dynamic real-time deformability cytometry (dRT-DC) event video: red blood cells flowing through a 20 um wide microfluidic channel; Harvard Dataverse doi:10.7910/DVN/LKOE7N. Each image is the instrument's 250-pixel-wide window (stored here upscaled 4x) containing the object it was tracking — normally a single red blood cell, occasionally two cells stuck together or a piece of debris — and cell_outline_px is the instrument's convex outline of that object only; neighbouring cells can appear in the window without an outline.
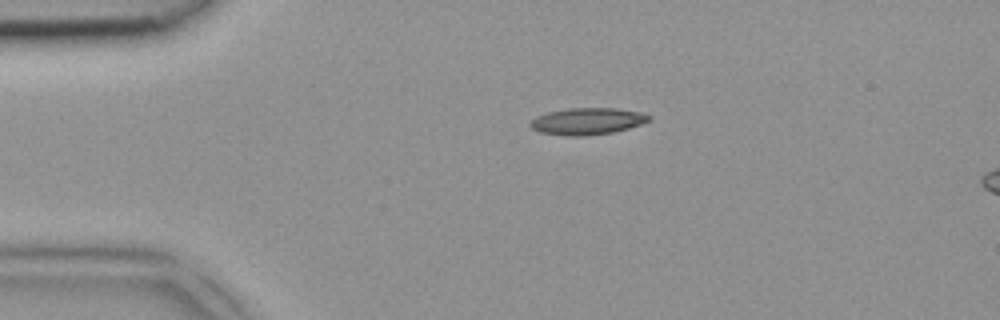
{"species": "common noctule bat (a hibernating species)", "species_latin": "Nyctalus noctula", "temperature_condition": "room temperature", "stored_images_in_passage": 39, "camera_frame_rate_fps": 3000, "um_per_image_px": 0.085, "animal": {"sex": "female", "body_mass_g": 18.4}, "frame": {"image": 1, "passage_image": 2, "time_ms": 0.333, "image_size_px": [1000, 320], "cell_outline_px": [[652, 120], [628, 128], [612, 132], [584, 136], [568, 136], [540, 132], [532, 128], [528, 124], [536, 116], [548, 112], [568, 108], [616, 108], [640, 112], [652, 116]], "centroid_in_image_um": [49.93, 10.3], "position_along_channel_um": 35.1, "area_um2": 18.5}}
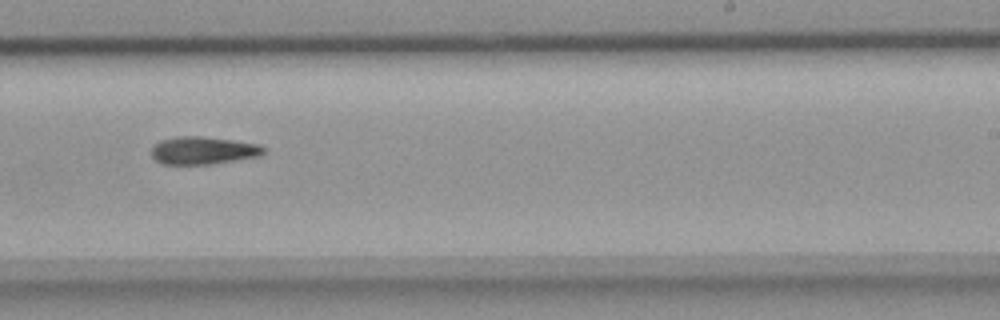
{"frame": {"image": 2, "passage_image": 21, "time_ms": 6.667, "image_size_px": [1000, 320], "cell_outline_px": [[264, 152], [260, 156], [212, 164], [164, 164], [156, 160], [152, 156], [152, 148], [160, 140], [180, 136], [200, 136], [260, 144], [264, 148]], "centroid_in_image_um": [17.28, 12.79], "position_along_channel_um": 271.7, "area_um2": 17.92}}
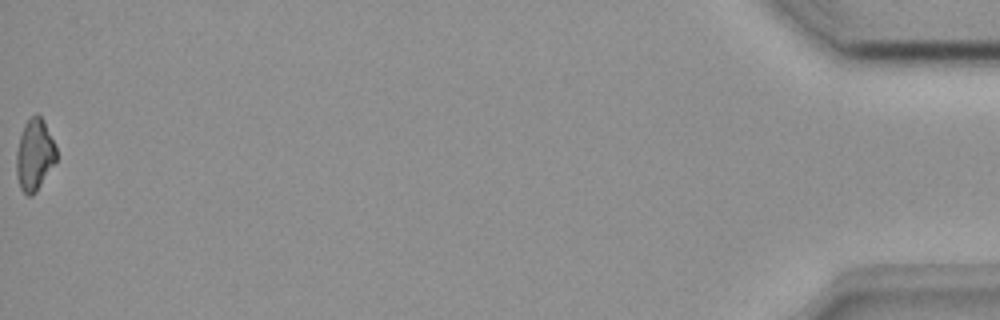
{"frame": {"image": 3, "passage_image": 39, "time_ms": 12.667, "image_size_px": [1000, 320], "cell_outline_px": [[56, 160], [36, 192], [32, 196], [28, 196], [20, 188], [16, 176], [16, 152], [20, 136], [24, 124], [36, 112], [40, 116], [56, 148]], "centroid_in_image_um": [2.9, 13.19], "position_along_channel_um": 432.3, "area_um2": 16.36}}